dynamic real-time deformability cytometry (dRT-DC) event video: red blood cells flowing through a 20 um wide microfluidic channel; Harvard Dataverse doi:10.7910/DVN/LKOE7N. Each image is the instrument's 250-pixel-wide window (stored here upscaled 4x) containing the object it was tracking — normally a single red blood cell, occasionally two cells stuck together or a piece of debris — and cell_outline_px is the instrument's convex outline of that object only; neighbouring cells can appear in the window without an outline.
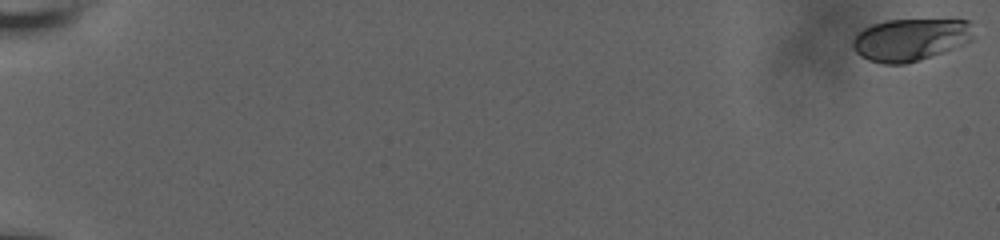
{"species": "human", "species_latin": "Homo sapiens", "temperature_condition": "room temperature", "stored_images_in_passage": 60, "camera_frame_rate_fps": 3000, "um_per_image_px": 0.085, "donor": {"sex": "male"}, "frame": {"image": 1, "passage_image": 1, "time_ms": 0.0, "image_size_px": [1000, 240], "cell_outline_px": [[972, 40], [964, 44], [904, 64], [884, 64], [868, 60], [860, 56], [852, 48], [852, 40], [864, 28], [872, 24], [888, 20], [968, 20]], "centroid_in_image_um": [77.31, 3.37], "position_along_channel_um": 7.7, "area_um2": 29.19}}
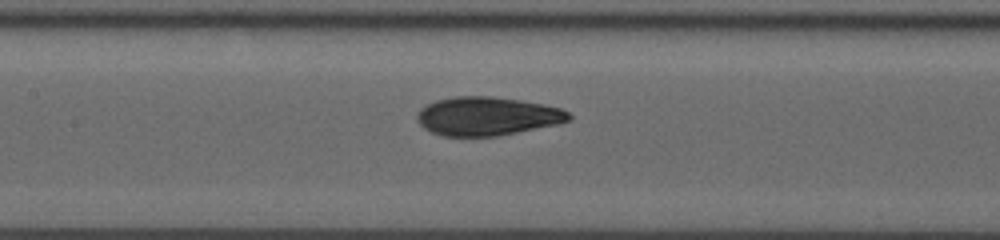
{"frame": {"image": 2, "passage_image": 32, "time_ms": 10.333, "image_size_px": [1000, 240], "cell_outline_px": [[572, 120], [560, 124], [496, 136], [444, 136], [432, 132], [424, 128], [416, 120], [416, 116], [420, 108], [436, 100], [456, 96], [492, 96], [520, 100], [544, 104], [560, 108], [568, 112], [572, 116]], "centroid_in_image_um": [41.43, 9.87], "position_along_channel_um": 166.0, "area_um2": 34.28}}
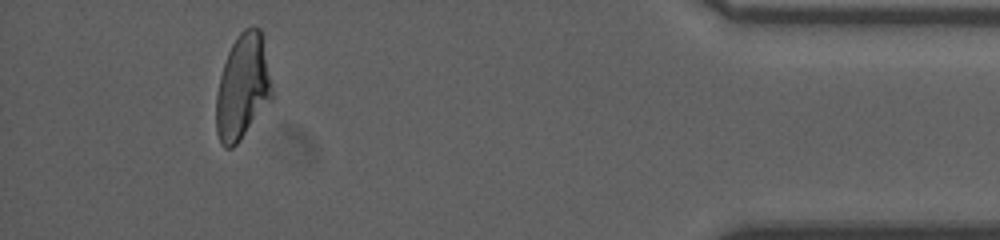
{"frame": {"image": 3, "passage_image": 56, "time_ms": 18.333, "image_size_px": [1000, 240], "cell_outline_px": [[272, 100], [240, 140], [232, 148], [224, 148], [220, 144], [216, 132], [216, 92], [220, 76], [228, 52], [232, 44], [240, 32], [244, 28], [252, 24], [260, 28], [272, 88]], "centroid_in_image_um": [20.61, 7.42], "position_along_channel_um": 414.6, "area_um2": 34.22}, "authors_computed_cell_mechanics": {"area_um2": 33.6974, "velocity_mm_per_s": 3.7414, "shape_relaxation_time_tau1_ms": null, "shape_relaxation_time_tau2_ms": 1.2655, "deformation_change_tau1": null, "deformation_change_tau2": 0.0634}}